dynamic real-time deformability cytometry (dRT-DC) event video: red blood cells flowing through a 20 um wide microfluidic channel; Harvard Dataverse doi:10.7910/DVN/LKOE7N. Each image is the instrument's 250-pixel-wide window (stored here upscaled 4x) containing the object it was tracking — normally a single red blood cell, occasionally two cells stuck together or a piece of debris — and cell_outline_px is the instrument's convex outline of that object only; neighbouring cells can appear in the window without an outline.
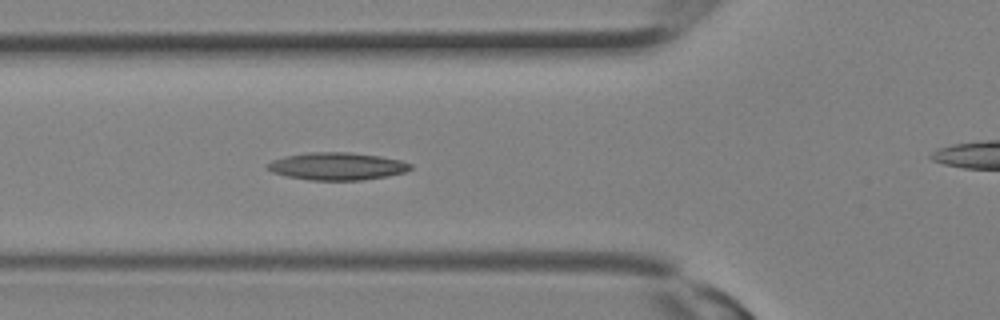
{"species": "Egyptian fruit bat (a non-hibernating species)", "species_latin": "Rousettus aegyptiacus", "temperature_condition": "room temperature", "stored_images_in_passage": 10, "camera_frame_rate_fps": 3000, "um_per_image_px": 0.085, "animal": {"sex": "female"}, "frame": {"image": 1, "passage_image": 10, "time_ms": 3.0, "image_size_px": [1000, 320], "cell_outline_px": [[412, 168], [404, 172], [388, 176], [360, 180], [308, 180], [288, 176], [272, 172], [264, 168], [264, 164], [272, 160], [284, 156], [308, 152], [348, 152], [380, 156], [400, 160], [412, 164]], "centroid_in_image_um": [28.6, 14.12], "position_along_channel_um": 97.2, "area_um2": 23.06}}